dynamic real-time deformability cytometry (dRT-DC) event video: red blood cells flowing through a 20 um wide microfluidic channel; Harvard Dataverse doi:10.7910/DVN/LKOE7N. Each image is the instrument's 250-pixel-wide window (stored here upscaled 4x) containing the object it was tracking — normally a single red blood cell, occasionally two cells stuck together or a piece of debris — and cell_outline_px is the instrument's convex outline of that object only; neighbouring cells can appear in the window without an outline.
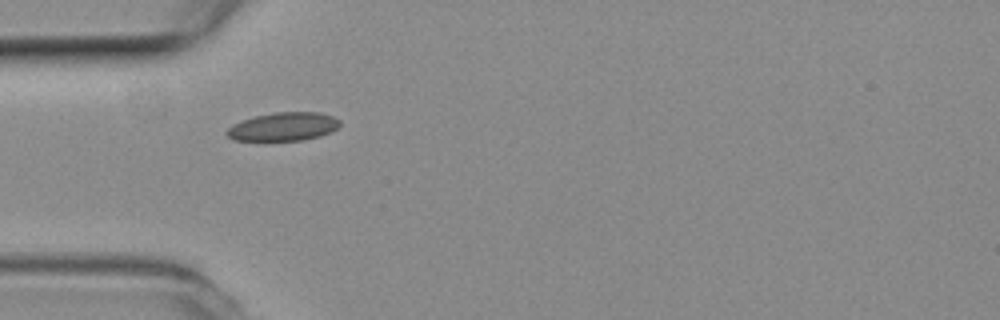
{"species": "common noctule bat (a hibernating species)", "species_latin": "Nyctalus noctula", "temperature_condition": "room temperature", "stored_images_in_passage": 23, "camera_frame_rate_fps": 3000, "um_per_image_px": 0.085, "animal": {"sex": "female", "body_mass_g": 19.3, "forearm_length_mm": 54.1}, "frame": {"image": 1, "passage_image": 1, "time_ms": 0.0, "image_size_px": [1000, 320], "cell_outline_px": [[340, 124], [332, 132], [320, 136], [304, 140], [232, 140], [224, 132], [232, 124], [256, 116], [276, 112], [320, 112], [332, 116], [340, 120]], "centroid_in_image_um": [24.1, 10.76], "position_along_channel_um": 60.9, "area_um2": 18.67}}
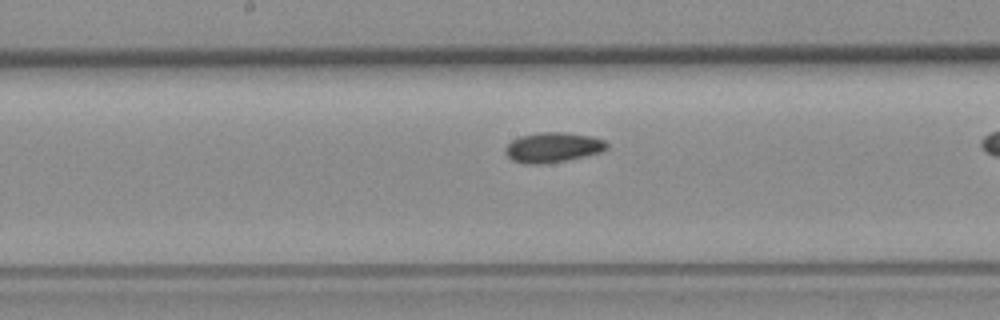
{"frame": {"image": 2, "passage_image": 9, "time_ms": 2.667, "image_size_px": [1000, 320], "cell_outline_px": [[608, 148], [604, 152], [564, 160], [540, 164], [524, 164], [512, 160], [508, 156], [504, 148], [512, 140], [520, 136], [536, 132], [564, 132], [592, 136], [604, 140], [608, 144]], "centroid_in_image_um": [47.01, 12.52], "position_along_channel_um": 201.2, "area_um2": 17.8}}
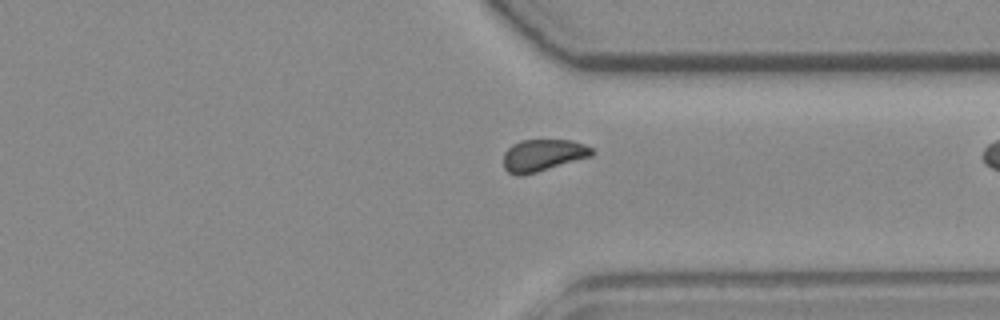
{"frame": {"image": 3, "passage_image": 22, "time_ms": 7.0, "image_size_px": [1000, 320], "cell_outline_px": [[596, 152], [592, 156], [536, 172], [520, 176], [516, 176], [508, 172], [504, 168], [504, 152], [512, 144], [520, 140], [572, 140], [584, 144], [592, 148]], "centroid_in_image_um": [46.15, 13.19], "position_along_channel_um": 365.3, "area_um2": 16.53}}